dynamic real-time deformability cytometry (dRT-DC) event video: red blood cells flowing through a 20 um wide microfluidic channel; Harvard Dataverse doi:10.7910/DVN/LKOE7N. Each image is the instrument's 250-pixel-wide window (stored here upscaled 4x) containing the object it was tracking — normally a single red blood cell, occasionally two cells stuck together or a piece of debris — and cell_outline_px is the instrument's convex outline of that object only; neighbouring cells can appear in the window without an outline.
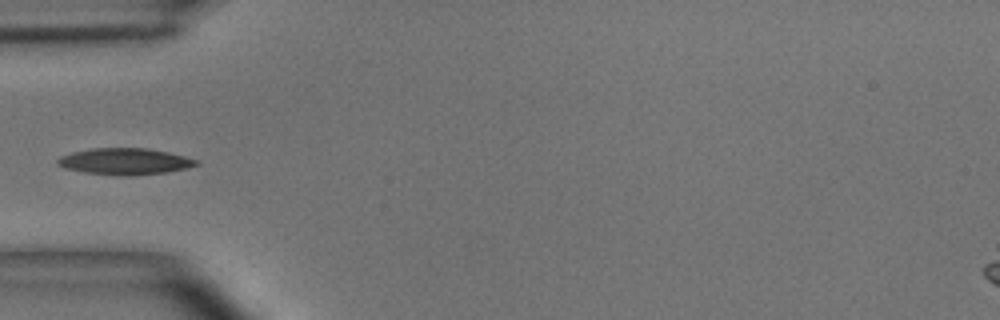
{"species": "common noctule bat (a hibernating species)", "species_latin": "Nyctalus noctula", "temperature_condition": "room temperature", "stored_images_in_passage": 35, "camera_frame_rate_fps": 3000, "um_per_image_px": 0.085, "animal": {"sex": "male", "body_mass_g": 15.6}, "frame": {"image": 1, "passage_image": 1, "time_ms": 0.0, "image_size_px": [1000, 320], "cell_outline_px": [[200, 164], [188, 168], [168, 172], [132, 176], [116, 176], [84, 172], [64, 168], [56, 164], [56, 160], [60, 156], [72, 152], [92, 148], [144, 148], [168, 152], [200, 160]], "centroid_in_image_um": [10.62, 13.73], "position_along_channel_um": 74.4, "area_um2": 21.68}}
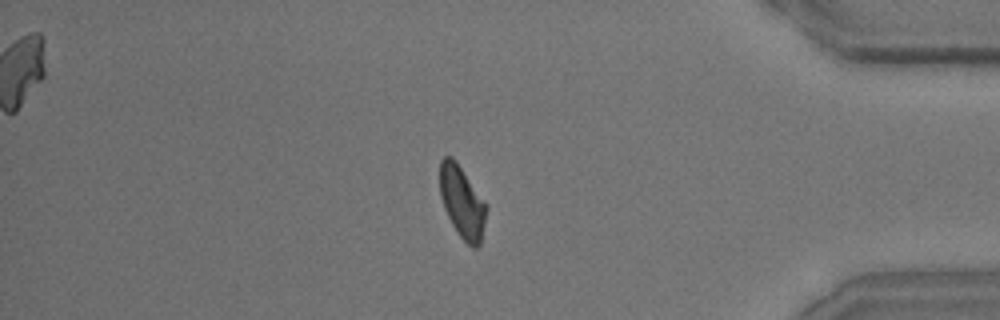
{"frame": {"image": 2, "passage_image": 28, "time_ms": 9.0, "image_size_px": [1000, 320], "cell_outline_px": [[488, 208], [480, 244], [476, 248], [472, 248], [456, 232], [444, 208], [440, 196], [440, 160], [444, 156], [452, 156], [456, 160], [488, 204]], "centroid_in_image_um": [39.3, 17.16], "position_along_channel_um": 395.9, "area_um2": 19.77}}
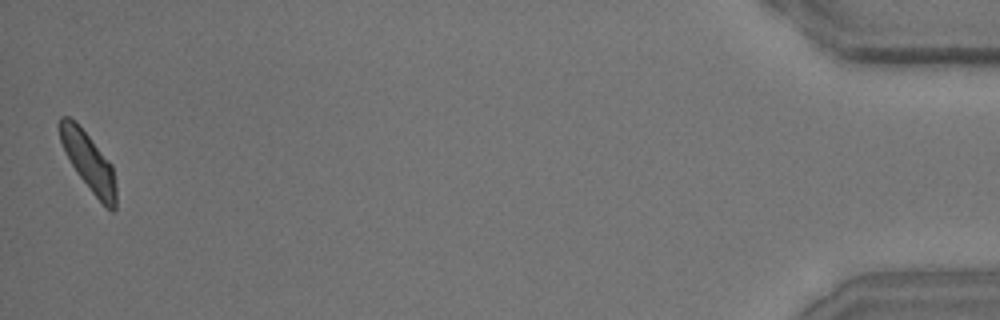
{"frame": {"image": 3, "passage_image": 35, "time_ms": 11.333, "image_size_px": [1000, 320], "cell_outline_px": [[116, 208], [112, 212], [92, 192], [80, 176], [72, 164], [60, 140], [60, 116], [68, 116], [88, 136], [112, 164], [116, 184]], "centroid_in_image_um": [7.58, 13.79], "position_along_channel_um": 427.6, "area_um2": 18.26}}